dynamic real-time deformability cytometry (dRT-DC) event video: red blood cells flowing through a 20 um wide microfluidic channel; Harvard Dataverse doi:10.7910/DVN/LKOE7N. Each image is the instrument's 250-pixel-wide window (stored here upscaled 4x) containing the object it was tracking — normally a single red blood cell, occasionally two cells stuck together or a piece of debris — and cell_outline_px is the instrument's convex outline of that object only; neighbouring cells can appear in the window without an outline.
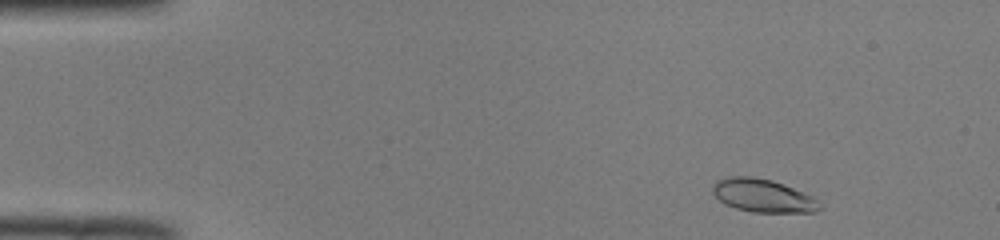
{"species": "common noctule bat (a hibernating species)", "species_latin": "Nyctalus noctula", "temperature_condition": "room temperature", "stored_images_in_passage": 48, "camera_frame_rate_fps": 3000, "um_per_image_px": 0.085, "animal": {"sex": "male", "body_mass_g": 19.0, "forearm_length_mm": 50.8}, "frame": {"image": 1, "passage_image": 3, "time_ms": 0.667, "image_size_px": [1000, 240], "cell_outline_px": [[820, 208], [816, 212], [752, 212], [736, 208], [724, 204], [712, 192], [712, 188], [716, 180], [728, 176], [752, 176], [772, 180], [804, 192], [812, 196], [816, 200]], "centroid_in_image_um": [64.81, 16.62], "position_along_channel_um": 20.2, "area_um2": 20.58}}
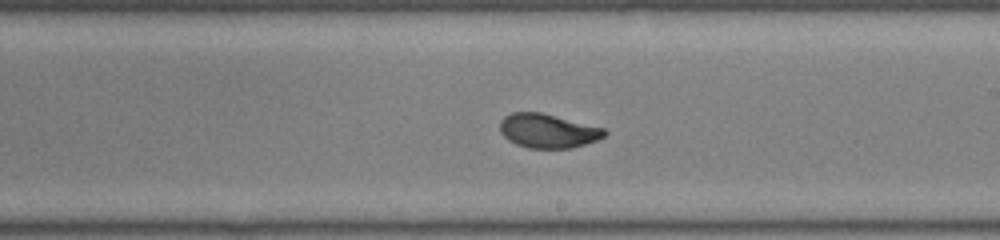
{"frame": {"image": 2, "passage_image": 27, "time_ms": 8.667, "image_size_px": [1000, 240], "cell_outline_px": [[608, 132], [604, 136], [596, 140], [572, 148], [528, 148], [516, 144], [508, 140], [500, 132], [500, 120], [504, 116], [512, 112], [540, 112], [604, 128]], "centroid_in_image_um": [46.54, 11.12], "position_along_channel_um": 242.5, "area_um2": 20.69}}
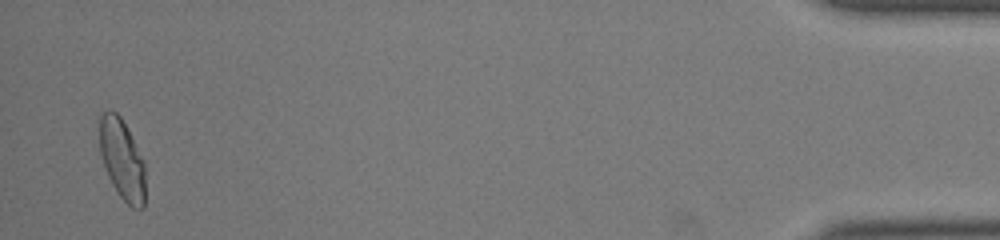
{"frame": {"image": 3, "passage_image": 47, "time_ms": 15.333, "image_size_px": [1000, 240], "cell_outline_px": [[144, 208], [132, 208], [120, 196], [112, 184], [108, 176], [100, 152], [100, 112], [108, 108], [116, 112], [120, 116], [144, 160]], "centroid_in_image_um": [10.37, 13.52], "position_along_channel_um": 424.8, "area_um2": 21.27}, "authors_computed_cell_mechanics": {"area_um2": 20.8369, "velocity_mm_per_s": 3.9673, "shape_relaxation_time_tau1_ms": 2.7526, "shape_relaxation_time_tau2_ms": null, "deformation_change_tau1": 0.1309, "deformation_change_tau2": null}}